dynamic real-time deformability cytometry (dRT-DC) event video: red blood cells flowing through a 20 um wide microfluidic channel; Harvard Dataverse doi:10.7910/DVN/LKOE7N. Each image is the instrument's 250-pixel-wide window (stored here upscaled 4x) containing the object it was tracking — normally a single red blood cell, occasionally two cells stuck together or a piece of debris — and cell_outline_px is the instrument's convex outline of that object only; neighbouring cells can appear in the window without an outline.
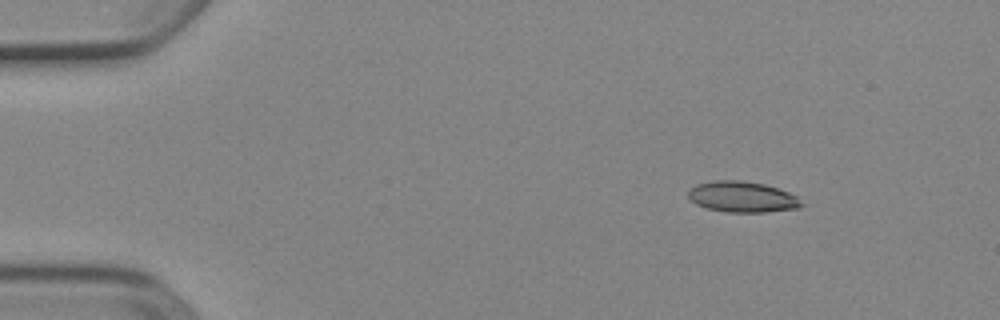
{"species": "Egyptian fruit bat (a non-hibernating species)", "species_latin": "Rousettus aegyptiacus", "temperature_condition": "cold", "stored_images_in_passage": 46, "camera_frame_rate_fps": 3000, "um_per_image_px": 0.085, "animal": {"sex": "female"}, "frame": {"image": 1, "passage_image": 1, "time_ms": 0.0, "image_size_px": [1000, 320], "cell_outline_px": [[808, 204], [800, 208], [764, 212], [728, 212], [708, 208], [696, 204], [688, 196], [688, 192], [696, 184], [712, 180], [740, 180], [764, 184], [788, 192], [796, 196]], "centroid_in_image_um": [63.14, 16.73], "position_along_channel_um": 21.9, "area_um2": 20.4}}
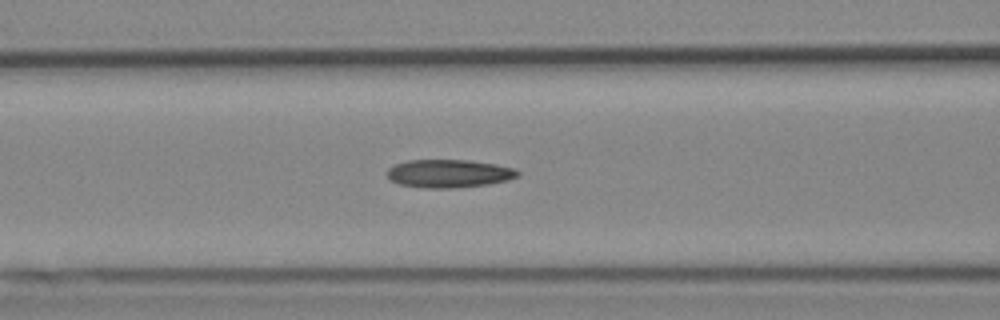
{"frame": {"image": 2, "passage_image": 16, "time_ms": 5.0, "image_size_px": [1000, 320], "cell_outline_px": [[520, 176], [508, 180], [488, 184], [456, 188], [424, 188], [400, 184], [388, 180], [388, 168], [396, 164], [408, 160], [468, 160], [496, 164], [512, 168], [520, 172]], "centroid_in_image_um": [38.16, 14.75], "position_along_channel_um": 128.4, "area_um2": 21.44}}
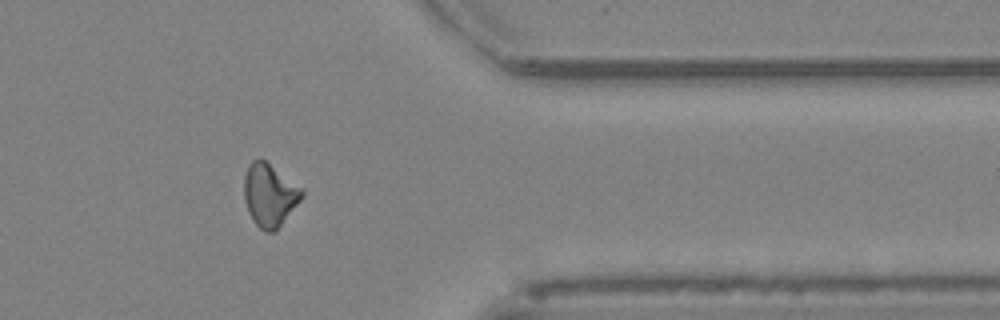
{"frame": {"image": 3, "passage_image": 37, "time_ms": 12.0, "image_size_px": [1000, 320], "cell_outline_px": [[304, 196], [276, 232], [264, 232], [252, 220], [248, 212], [244, 200], [244, 176], [248, 164], [252, 160], [260, 156], [304, 188]], "centroid_in_image_um": [22.92, 16.56], "position_along_channel_um": 388.5, "area_um2": 21.79}, "authors_computed_cell_mechanics": {"area_um2": 20.5768, "velocity_mm_per_s": 3.9131, "shape_relaxation_time_tau1_ms": null, "shape_relaxation_time_tau2_ms": 3.9659, "deformation_change_tau1": null, "deformation_change_tau2": 0.1307}}